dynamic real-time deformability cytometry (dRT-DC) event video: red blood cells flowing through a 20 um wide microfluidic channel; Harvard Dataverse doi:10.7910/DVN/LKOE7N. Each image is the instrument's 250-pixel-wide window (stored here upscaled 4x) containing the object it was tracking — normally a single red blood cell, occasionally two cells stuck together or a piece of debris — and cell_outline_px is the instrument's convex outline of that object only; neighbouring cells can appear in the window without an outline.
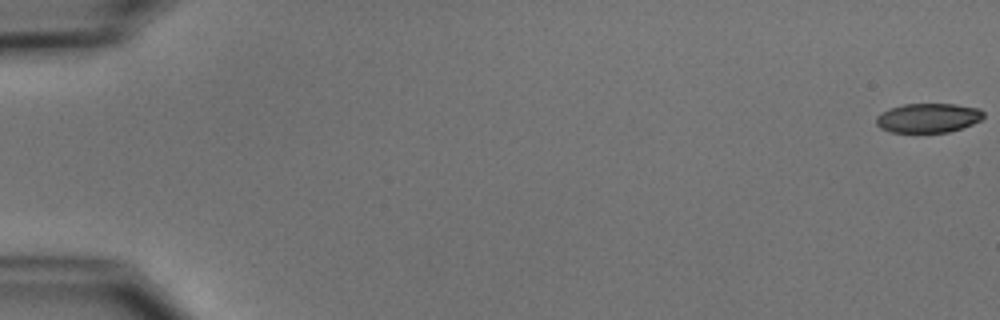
{"species": "common noctule bat (a hibernating species)", "species_latin": "Nyctalus noctula", "temperature_condition": "cold", "stored_images_in_passage": 55, "camera_frame_rate_fps": 3000, "um_per_image_px": 0.085, "animal": {"sex": "male", "body_mass_g": 15.6}, "frame": {"image": 1, "passage_image": 1, "time_ms": 0.0, "image_size_px": [1000, 320], "cell_outline_px": [[984, 116], [980, 120], [972, 124], [948, 132], [892, 132], [880, 128], [876, 124], [876, 116], [880, 112], [888, 108], [904, 104], [956, 104], [980, 108], [984, 112]], "centroid_in_image_um": [78.87, 10.01], "position_along_channel_um": 6.1, "area_um2": 18.44}}
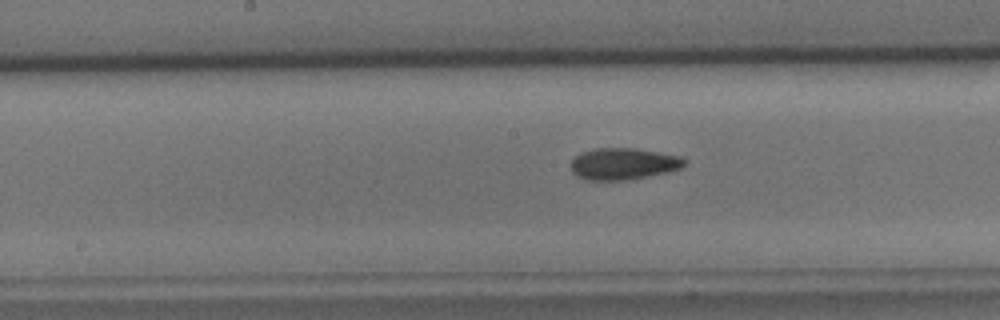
{"frame": {"image": 2, "passage_image": 29, "time_ms": 9.333, "image_size_px": [1000, 320], "cell_outline_px": [[688, 160], [680, 168], [668, 172], [648, 176], [624, 180], [584, 180], [576, 176], [572, 172], [568, 164], [580, 152], [596, 148], [636, 148], [680, 156]], "centroid_in_image_um": [52.94, 13.92], "position_along_channel_um": 195.3, "area_um2": 21.15}}
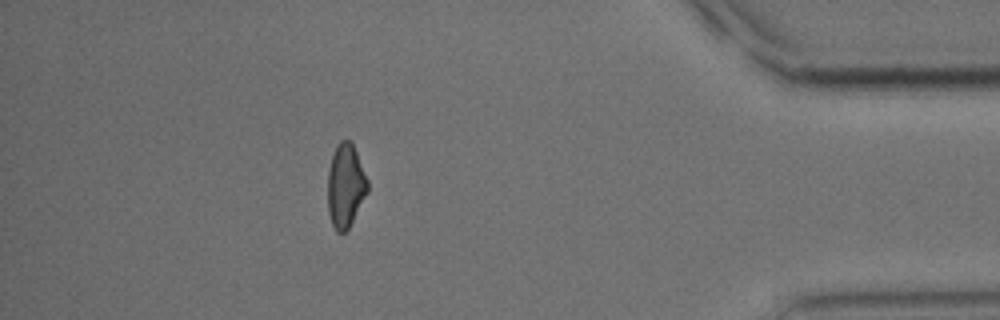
{"frame": {"image": 3, "passage_image": 49, "time_ms": 16.0, "image_size_px": [1000, 320], "cell_outline_px": [[368, 192], [348, 228], [344, 232], [336, 232], [332, 224], [328, 212], [328, 168], [332, 152], [336, 144], [340, 140], [348, 140], [352, 144], [356, 152], [368, 180]], "centroid_in_image_um": [29.35, 15.77], "position_along_channel_um": 405.8, "area_um2": 19.42}, "authors_computed_cell_mechanics": {"area_um2": 20.2878, "velocity_mm_per_s": 3.7708, "shape_relaxation_time_tau1_ms": 3.8072, "shape_relaxation_time_tau2_ms": 5.0539, "deformation_change_tau1": 0.1173, "deformation_change_tau2": 0.1099}}